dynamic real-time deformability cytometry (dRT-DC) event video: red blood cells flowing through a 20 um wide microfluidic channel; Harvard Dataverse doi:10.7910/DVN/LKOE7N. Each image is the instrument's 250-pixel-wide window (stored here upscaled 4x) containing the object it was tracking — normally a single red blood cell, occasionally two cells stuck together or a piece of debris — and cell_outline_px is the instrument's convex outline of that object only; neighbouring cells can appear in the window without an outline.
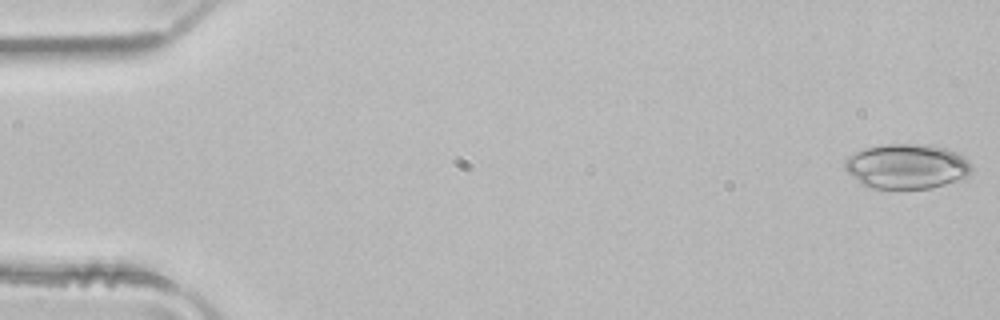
{"species": "common noctule bat (a hibernating species)", "species_latin": "Nyctalus noctula", "temperature_condition": "room temperature", "stored_images_in_passage": 50, "camera_frame_rate_fps": 3000, "um_per_image_px": 0.085, "animal": {"sex": "male", "body_mass_g": 21.5, "forearm_length_mm": 52.0}, "frame": {"image": 1, "passage_image": 1, "time_ms": 0.0, "image_size_px": [1000, 320], "cell_outline_px": [[972, 168], [968, 176], [964, 180], [932, 188], [872, 188], [864, 184], [848, 172], [844, 168], [844, 160], [848, 156], [856, 152], [868, 148], [888, 144], [916, 144], [944, 148], [956, 152], [964, 156], [972, 164]], "centroid_in_image_um": [77.14, 14.15], "position_along_channel_um": 7.9, "area_um2": 33.0}}
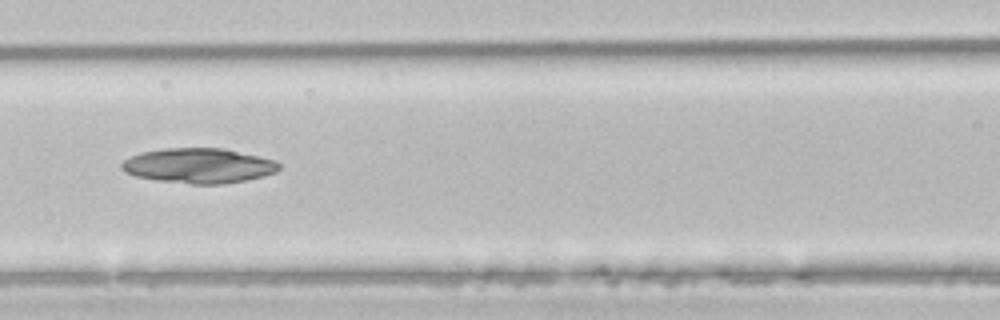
{"frame": {"image": 2, "passage_image": 22, "time_ms": 7.0, "image_size_px": [1000, 320], "cell_outline_px": [[280, 168], [276, 172], [264, 176], [224, 184], [192, 184], [156, 180], [136, 176], [124, 172], [120, 168], [120, 164], [124, 160], [132, 156], [144, 152], [168, 148], [224, 148], [276, 160], [280, 164]], "centroid_in_image_um": [16.91, 14.09], "position_along_channel_um": 149.7, "area_um2": 32.02}}
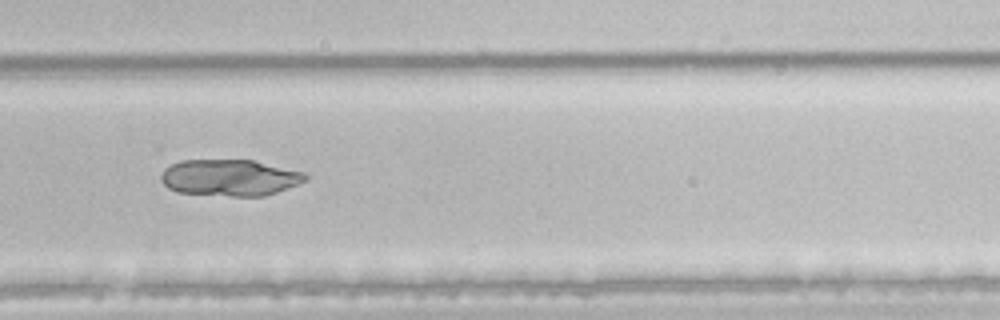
{"frame": {"image": 3, "passage_image": 34, "time_ms": 11.0, "image_size_px": [1000, 320], "cell_outline_px": [[308, 180], [288, 188], [264, 196], [232, 196], [176, 192], [168, 188], [160, 180], [160, 176], [164, 168], [180, 160], [252, 160], [304, 172], [308, 176]], "centroid_in_image_um": [19.52, 15.1], "position_along_channel_um": 310.3, "area_um2": 30.75}}